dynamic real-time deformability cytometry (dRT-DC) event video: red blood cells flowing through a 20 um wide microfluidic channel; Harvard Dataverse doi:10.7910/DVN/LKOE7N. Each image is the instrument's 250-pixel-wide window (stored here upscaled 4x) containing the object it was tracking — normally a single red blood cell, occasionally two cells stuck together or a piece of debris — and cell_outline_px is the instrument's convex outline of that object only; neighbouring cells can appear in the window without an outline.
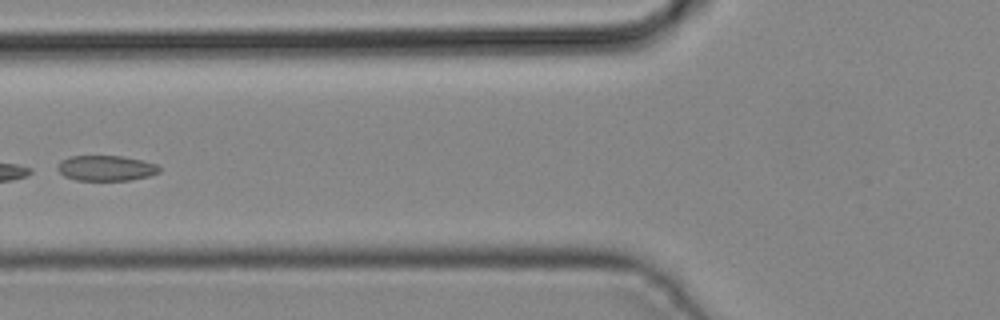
{"species": "common noctule bat (a hibernating species)", "species_latin": "Nyctalus noctula", "temperature_condition": "cold", "stored_images_in_passage": 5, "camera_frame_rate_fps": 3000, "um_per_image_px": 0.085, "animal": {"sex": "male", "body_mass_g": 19.2, "forearm_length_mm": 51.8}, "frame": {"image": 1, "passage_image": 5, "time_ms": 1.333, "image_size_px": [1000, 320], "cell_outline_px": [[160, 172], [148, 176], [132, 180], [76, 180], [64, 176], [56, 168], [60, 160], [68, 156], [124, 156], [156, 164], [160, 168]], "centroid_in_image_um": [8.98, 14.29], "position_along_channel_um": 116.8, "area_um2": 15.09}}